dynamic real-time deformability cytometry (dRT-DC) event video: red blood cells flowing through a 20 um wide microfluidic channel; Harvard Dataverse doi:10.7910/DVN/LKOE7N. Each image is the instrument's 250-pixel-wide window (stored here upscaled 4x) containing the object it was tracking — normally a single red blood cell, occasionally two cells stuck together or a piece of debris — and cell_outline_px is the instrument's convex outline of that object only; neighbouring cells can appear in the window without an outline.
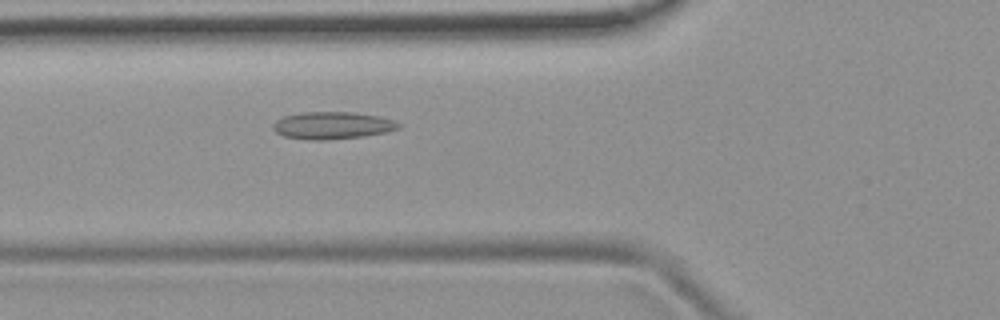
{"species": "common noctule bat (a hibernating species)", "species_latin": "Nyctalus noctula", "temperature_condition": "room temperature", "stored_images_in_passage": 6, "camera_frame_rate_fps": 3000, "um_per_image_px": 0.085, "animal": {"sex": "female", "body_mass_g": 19.9}, "frame": {"image": 1, "passage_image": 6, "time_ms": 6.0, "image_size_px": [1000, 320], "cell_outline_px": [[404, 124], [400, 128], [384, 132], [364, 136], [324, 140], [312, 140], [284, 136], [276, 132], [272, 128], [272, 124], [276, 120], [284, 116], [300, 112], [352, 112], [380, 116]], "centroid_in_image_um": [28.25, 10.65], "position_along_channel_um": 97.5, "area_um2": 20.0}}